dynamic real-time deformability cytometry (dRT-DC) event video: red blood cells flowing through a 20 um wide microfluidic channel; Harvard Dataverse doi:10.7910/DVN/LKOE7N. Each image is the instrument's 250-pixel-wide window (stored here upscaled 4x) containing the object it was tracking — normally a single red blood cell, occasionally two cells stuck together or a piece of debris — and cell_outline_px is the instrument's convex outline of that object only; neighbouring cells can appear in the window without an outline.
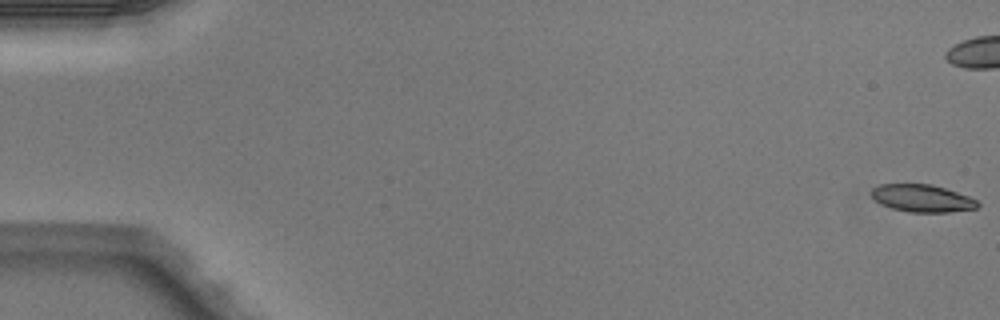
{"species": "Egyptian fruit bat (a non-hibernating species)", "species_latin": "Rousettus aegyptiacus", "temperature_condition": "warm", "stored_images_in_passage": 6, "camera_frame_rate_fps": 3000, "um_per_image_px": 0.085, "animal": {"sex": "male"}, "frame": {"image": 1, "passage_image": 1, "time_ms": 0.0, "image_size_px": [1000, 320], "cell_outline_px": [[980, 204], [976, 208], [948, 212], [908, 212], [892, 208], [880, 204], [872, 196], [872, 188], [880, 184], [932, 184], [968, 196], [976, 200]], "centroid_in_image_um": [78.37, 16.85], "position_along_channel_um": 6.6, "area_um2": 16.82}}
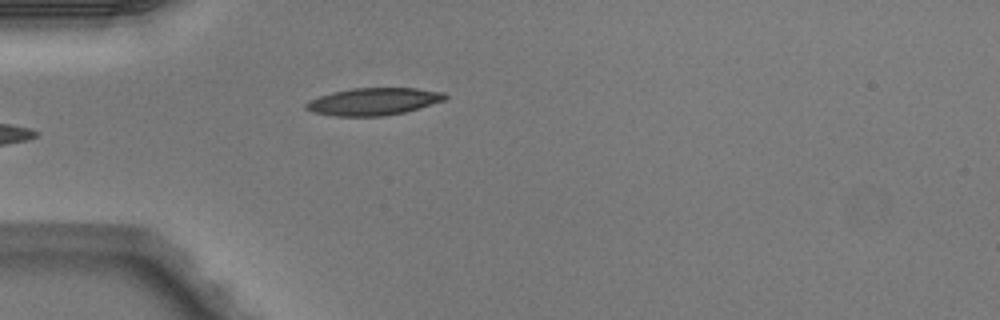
{"frame": {"image": 2, "passage_image": 6, "time_ms": 1.667, "image_size_px": [1000, 320], "cell_outline_px": [[448, 96], [444, 100], [404, 112], [384, 116], [336, 116], [312, 112], [304, 108], [304, 104], [308, 100], [332, 92], [352, 88], [416, 88], [444, 92]], "centroid_in_image_um": [31.71, 8.62], "position_along_channel_um": 53.3, "area_um2": 22.08}}